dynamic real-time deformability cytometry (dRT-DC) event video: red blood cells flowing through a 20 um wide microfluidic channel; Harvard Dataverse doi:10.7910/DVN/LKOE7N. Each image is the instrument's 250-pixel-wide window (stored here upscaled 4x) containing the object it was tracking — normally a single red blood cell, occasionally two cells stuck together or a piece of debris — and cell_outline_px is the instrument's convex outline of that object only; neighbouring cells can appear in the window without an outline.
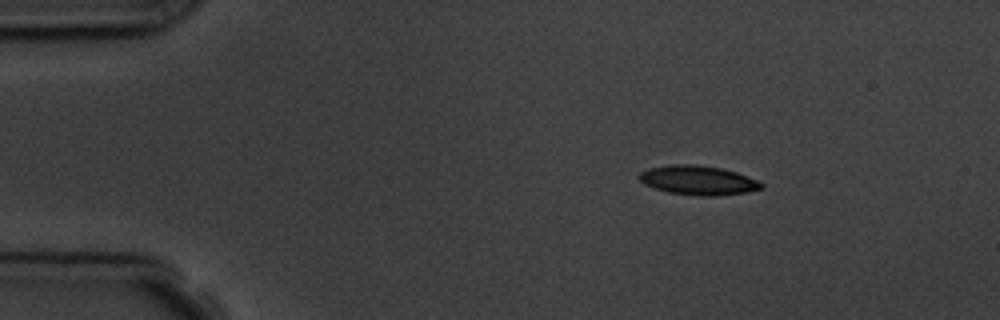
{"species": "common noctule bat (a hibernating species)", "species_latin": "Nyctalus noctula", "temperature_condition": "room temperature", "stored_images_in_passage": 3, "camera_frame_rate_fps": 3000, "um_per_image_px": 0.085, "animal": {"sex": "male", "body_mass_g": 19.5, "forearm_length_mm": 54.6}, "frame": {"image": 1, "passage_image": 1, "time_ms": 0.0, "image_size_px": [1000, 320], "cell_outline_px": [[764, 188], [744, 192], [716, 196], [700, 196], [668, 192], [644, 184], [640, 180], [640, 172], [648, 168], [672, 164], [692, 164], [720, 168], [736, 172], [756, 180], [764, 184]], "centroid_in_image_um": [59.33, 15.32], "position_along_channel_um": 25.7, "area_um2": 20.58}}